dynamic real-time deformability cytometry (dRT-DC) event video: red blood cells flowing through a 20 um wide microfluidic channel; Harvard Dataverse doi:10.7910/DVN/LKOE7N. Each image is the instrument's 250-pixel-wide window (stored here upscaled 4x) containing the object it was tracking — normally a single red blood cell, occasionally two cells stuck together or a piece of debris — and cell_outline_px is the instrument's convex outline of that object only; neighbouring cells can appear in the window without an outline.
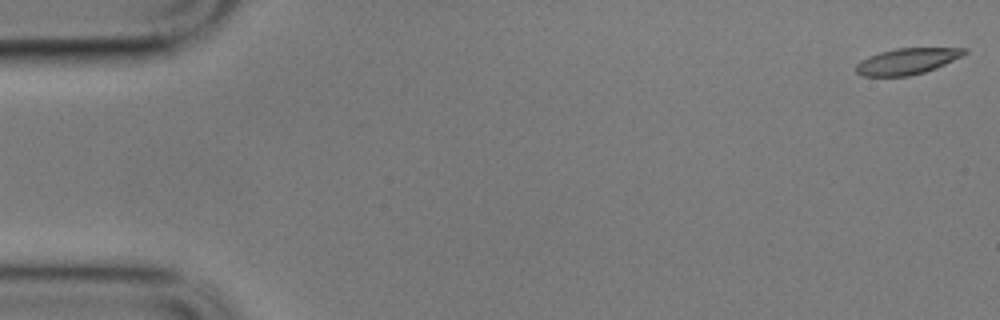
{"species": "common noctule bat (a hibernating species)", "species_latin": "Nyctalus noctula", "temperature_condition": "cold", "stored_images_in_passage": 16, "camera_frame_rate_fps": 3000, "um_per_image_px": 0.085, "animal": {"sex": "male", "body_mass_g": 17.9}, "frame": {"image": 1, "passage_image": 1, "time_ms": 0.0, "image_size_px": [1000, 320], "cell_outline_px": [[968, 52], [936, 68], [924, 72], [908, 76], [864, 76], [856, 72], [856, 64], [860, 60], [868, 56], [880, 52], [896, 48], [968, 48]], "centroid_in_image_um": [77.07, 5.2], "position_along_channel_um": 7.9, "area_um2": 16.36}}
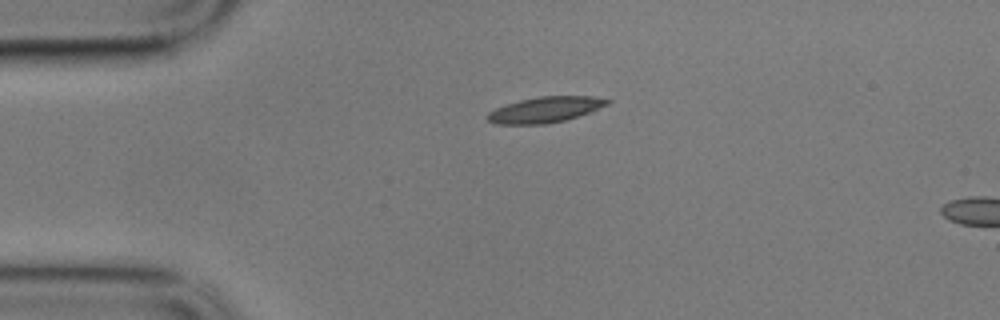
{"frame": {"image": 2, "passage_image": 13, "time_ms": 4.0, "image_size_px": [1000, 320], "cell_outline_px": [[612, 100], [608, 104], [588, 112], [564, 120], [548, 124], [496, 124], [488, 120], [484, 116], [488, 112], [496, 108], [520, 100], [540, 96], [592, 96]], "centroid_in_image_um": [46.3, 9.32], "position_along_channel_um": 38.7, "area_um2": 17.74}}